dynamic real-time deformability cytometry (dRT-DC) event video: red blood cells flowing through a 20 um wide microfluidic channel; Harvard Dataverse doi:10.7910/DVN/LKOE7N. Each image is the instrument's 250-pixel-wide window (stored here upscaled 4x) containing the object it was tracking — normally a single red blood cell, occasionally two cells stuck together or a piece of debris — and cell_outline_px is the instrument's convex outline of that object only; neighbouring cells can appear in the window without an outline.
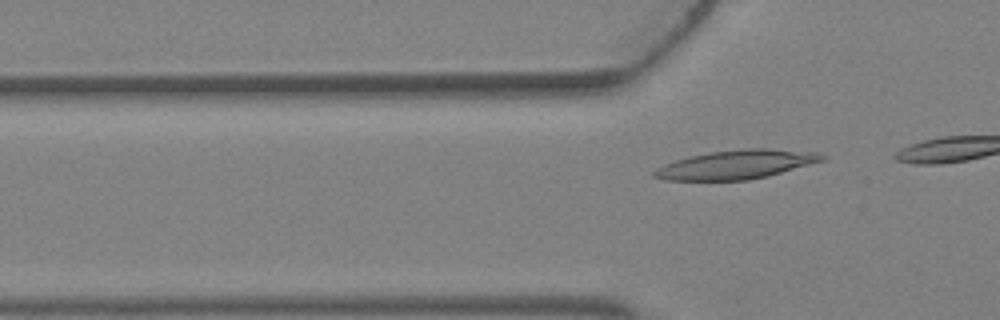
{"species": "Egyptian fruit bat (a non-hibernating species)", "species_latin": "Rousettus aegyptiacus", "temperature_condition": "warm", "stored_images_in_passage": 5, "camera_frame_rate_fps": 3000, "um_per_image_px": 0.085, "animal": {"sex": "female"}, "frame": {"image": 1, "passage_image": 5, "time_ms": 1.333, "image_size_px": [1000, 320], "cell_outline_px": [[828, 156], [824, 160], [768, 176], [748, 180], [664, 180], [652, 176], [652, 172], [656, 168], [664, 164], [688, 156], [712, 152], [744, 148], [768, 148], [820, 152]], "centroid_in_image_um": [62.6, 13.98], "position_along_channel_um": 63.2, "area_um2": 28.38}}